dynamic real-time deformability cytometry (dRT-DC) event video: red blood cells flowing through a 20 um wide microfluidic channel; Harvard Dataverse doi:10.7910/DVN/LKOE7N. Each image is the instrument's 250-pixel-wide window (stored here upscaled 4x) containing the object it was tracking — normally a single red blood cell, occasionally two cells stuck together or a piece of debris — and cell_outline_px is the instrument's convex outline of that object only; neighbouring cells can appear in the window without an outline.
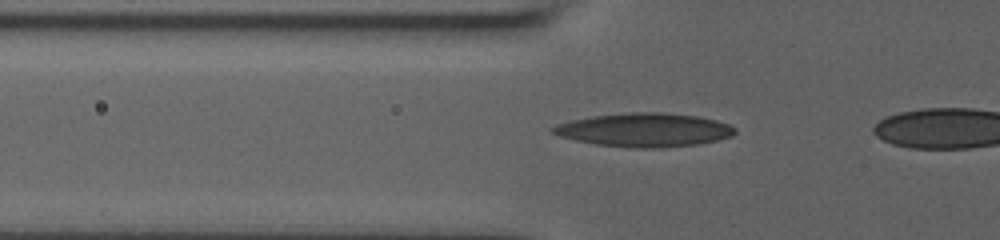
{"species": "human", "species_latin": "Homo sapiens", "temperature_condition": "room temperature", "stored_images_in_passage": 14, "camera_frame_rate_fps": 3000, "um_per_image_px": 0.085, "donor": {"sex": "male"}, "frame": {"image": 1, "passage_image": 8, "time_ms": 3.667, "image_size_px": [1000, 240], "cell_outline_px": [[736, 132], [732, 136], [716, 140], [696, 144], [660, 148], [636, 148], [596, 144], [576, 140], [560, 136], [552, 132], [548, 128], [556, 124], [572, 120], [592, 116], [632, 112], [664, 112], [696, 116], [716, 120], [728, 124], [736, 128]], "centroid_in_image_um": [54.76, 11.04], "position_along_channel_um": 71.0, "area_um2": 35.6}}
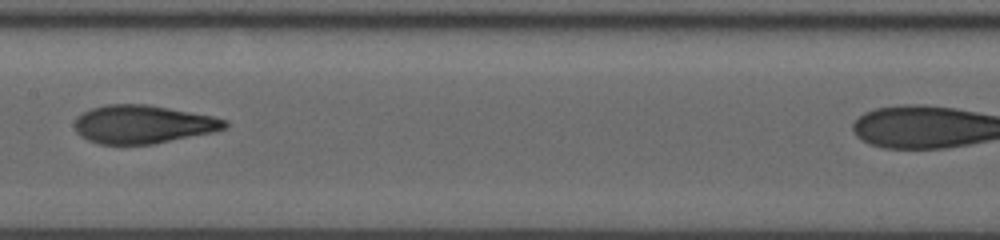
{"frame": {"image": 2, "passage_image": 11, "time_ms": 7.0, "image_size_px": [1000, 240], "cell_outline_px": [[228, 128], [212, 132], [156, 144], [100, 144], [88, 140], [80, 136], [76, 132], [76, 116], [92, 108], [108, 104], [148, 104], [212, 116], [228, 120]], "centroid_in_image_um": [12.17, 10.57], "position_along_channel_um": 195.2, "area_um2": 33.52}}
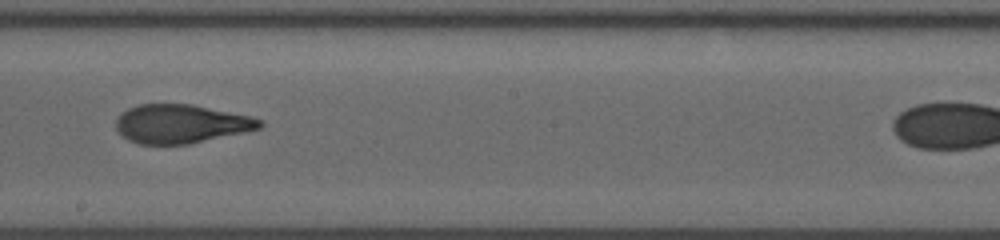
{"frame": {"image": 3, "passage_image": 12, "time_ms": 8.0, "image_size_px": [1000, 240], "cell_outline_px": [[264, 124], [260, 128], [244, 132], [188, 144], [140, 144], [128, 140], [116, 128], [116, 120], [120, 112], [128, 108], [140, 104], [192, 104], [252, 116], [264, 120]], "centroid_in_image_um": [15.4, 10.51], "position_along_channel_um": 232.8, "area_um2": 32.48}}